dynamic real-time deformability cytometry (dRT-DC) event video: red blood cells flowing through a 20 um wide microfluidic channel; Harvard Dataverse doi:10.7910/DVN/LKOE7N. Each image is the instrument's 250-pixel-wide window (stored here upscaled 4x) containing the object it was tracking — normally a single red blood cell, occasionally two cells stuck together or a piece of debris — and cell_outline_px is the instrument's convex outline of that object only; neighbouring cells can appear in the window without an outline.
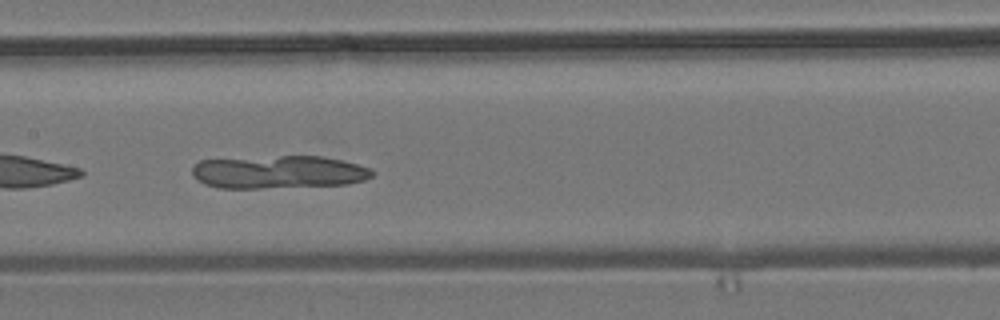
{"species": "common noctule bat (a hibernating species)", "species_latin": "Nyctalus noctula", "temperature_condition": "room temperature", "stored_images_in_passage": 38, "camera_frame_rate_fps": 3000, "um_per_image_px": 0.085, "animal": {"sex": "male", "body_mass_g": 19.2, "forearm_length_mm": 51.8}, "frame": {"image": 1, "passage_image": 19, "time_ms": 6.0, "image_size_px": [1000, 320], "cell_outline_px": [[372, 176], [364, 180], [348, 184], [260, 188], [220, 188], [204, 184], [192, 176], [192, 168], [200, 160], [280, 156], [324, 156], [372, 168]], "centroid_in_image_um": [23.67, 14.62], "position_along_channel_um": 183.7, "area_um2": 34.45}}